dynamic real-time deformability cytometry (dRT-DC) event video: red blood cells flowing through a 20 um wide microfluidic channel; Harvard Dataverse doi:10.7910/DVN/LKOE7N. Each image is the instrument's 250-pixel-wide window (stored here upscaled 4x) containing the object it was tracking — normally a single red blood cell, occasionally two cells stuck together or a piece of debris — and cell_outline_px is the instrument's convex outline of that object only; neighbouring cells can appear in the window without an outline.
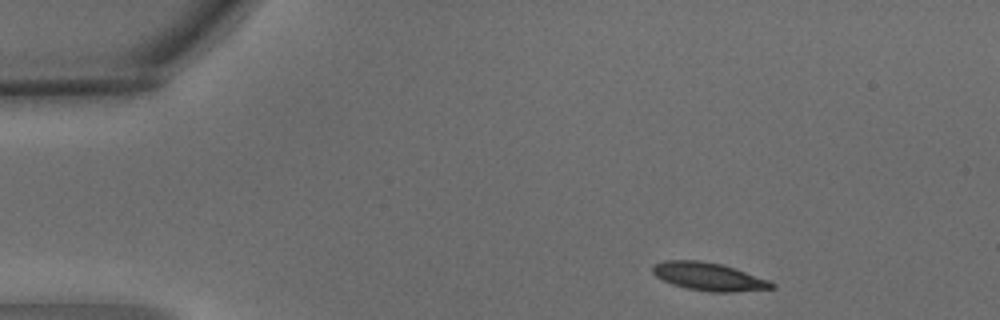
{"species": "common noctule bat (a hibernating species)", "species_latin": "Nyctalus noctula", "temperature_condition": "warm", "stored_images_in_passage": 3, "segment_of_instrument_passage": [1, 2], "camera_frame_rate_fps": 3000, "um_per_image_px": 0.085, "animal": {"sex": "male", "body_mass_g": 15.6}, "frame": {"image": 1, "passage_image": 1, "time_ms": 0.0, "image_size_px": [1000, 320], "cell_outline_px": [[776, 288], [736, 292], [712, 292], [688, 288], [672, 284], [656, 276], [652, 272], [652, 264], [664, 260], [700, 260], [720, 264], [736, 268], [768, 280], [776, 284]], "centroid_in_image_um": [60.25, 23.5], "position_along_channel_um": 24.7, "area_um2": 19.48}}